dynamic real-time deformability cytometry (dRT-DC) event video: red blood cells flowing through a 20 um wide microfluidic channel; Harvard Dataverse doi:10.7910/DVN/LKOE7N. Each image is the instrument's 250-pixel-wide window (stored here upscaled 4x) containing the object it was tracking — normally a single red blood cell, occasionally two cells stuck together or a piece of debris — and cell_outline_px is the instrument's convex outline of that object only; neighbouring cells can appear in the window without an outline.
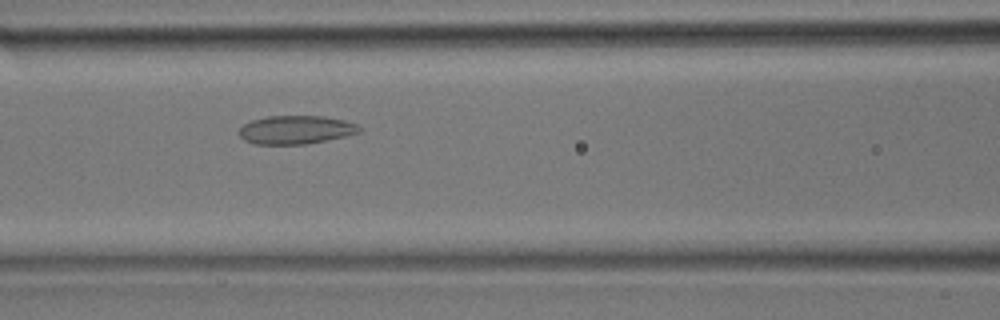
{"species": "common noctule bat (a hibernating species)", "species_latin": "Nyctalus noctula", "temperature_condition": "room temperature", "stored_images_in_passage": 26, "camera_frame_rate_fps": 3000, "um_per_image_px": 0.085, "animal": {"sex": "male", "body_mass_g": 17.9}, "frame": {"image": 1, "passage_image": 5, "time_ms": 1.333, "image_size_px": [1000, 320], "cell_outline_px": [[360, 132], [344, 136], [308, 144], [252, 144], [244, 140], [240, 136], [240, 128], [244, 124], [252, 120], [268, 116], [324, 116], [344, 120], [356, 124], [360, 128]], "centroid_in_image_um": [25.13, 11.03], "position_along_channel_um": 141.5, "area_um2": 19.83}}
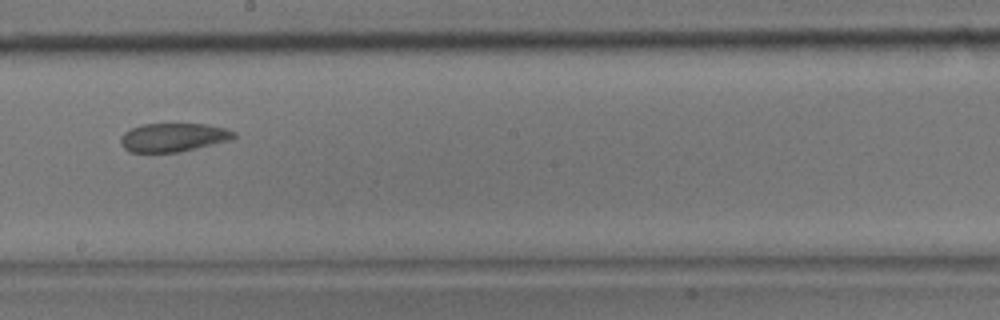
{"frame": {"image": 2, "passage_image": 10, "time_ms": 3.0, "image_size_px": [1000, 320], "cell_outline_px": [[236, 136], [232, 140], [180, 152], [128, 152], [120, 144], [120, 136], [124, 132], [132, 128], [144, 124], [208, 124], [224, 128], [236, 132]], "centroid_in_image_um": [14.74, 11.68], "position_along_channel_um": 233.5, "area_um2": 19.02}}
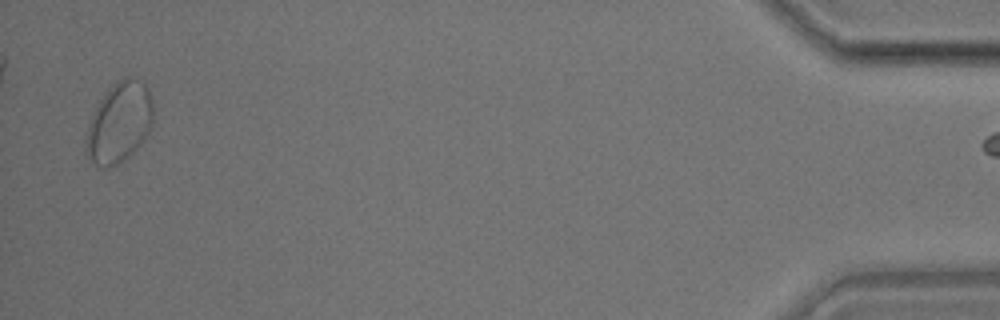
{"frame": {"image": 3, "passage_image": 25, "time_ms": 8.0, "image_size_px": [1000, 320], "cell_outline_px": [[152, 124], [148, 132], [136, 148], [124, 160], [108, 168], [100, 168], [88, 156], [84, 148], [84, 140], [96, 104], [116, 80], [124, 76], [132, 76], [144, 84], [148, 88], [152, 96]], "centroid_in_image_um": [10.12, 10.39], "position_along_channel_um": 425.1, "area_um2": 31.44}}